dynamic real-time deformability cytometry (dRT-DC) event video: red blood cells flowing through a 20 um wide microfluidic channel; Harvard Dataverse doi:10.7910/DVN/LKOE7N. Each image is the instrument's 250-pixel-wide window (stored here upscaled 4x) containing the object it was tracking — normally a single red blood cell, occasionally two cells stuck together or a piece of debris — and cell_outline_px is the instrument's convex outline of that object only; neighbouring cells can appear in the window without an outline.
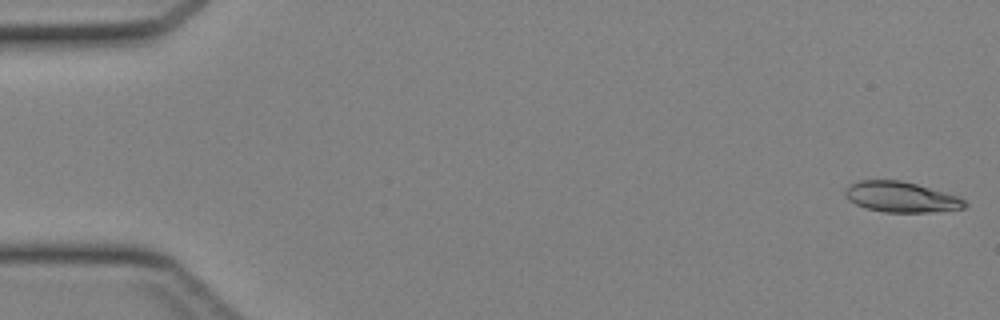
{"species": "Egyptian fruit bat (a non-hibernating species)", "species_latin": "Rousettus aegyptiacus", "temperature_condition": "cold", "stored_images_in_passage": 44, "camera_frame_rate_fps": 3000, "um_per_image_px": 0.085, "animal": {"sex": "female"}, "frame": {"image": 1, "passage_image": 1, "time_ms": 0.0, "image_size_px": [1000, 320], "cell_outline_px": [[968, 204], [964, 208], [928, 212], [884, 212], [868, 208], [856, 204], [848, 200], [844, 192], [844, 188], [848, 184], [860, 180], [900, 180], [916, 184], [960, 196]], "centroid_in_image_um": [76.58, 16.73], "position_along_channel_um": 8.4, "area_um2": 21.27}}
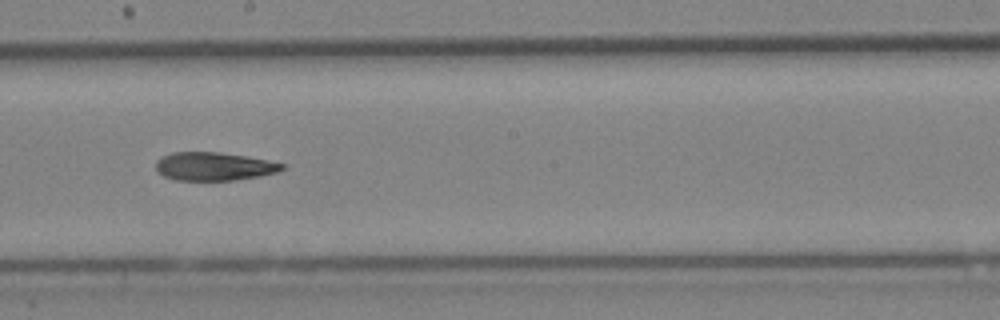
{"frame": {"image": 2, "passage_image": 25, "time_ms": 8.0, "image_size_px": [1000, 320], "cell_outline_px": [[284, 168], [280, 172], [260, 176], [232, 180], [176, 180], [164, 176], [156, 168], [156, 160], [172, 152], [220, 152], [244, 156], [284, 164]], "centroid_in_image_um": [18.18, 14.14], "position_along_channel_um": 230.0, "area_um2": 20.58}}
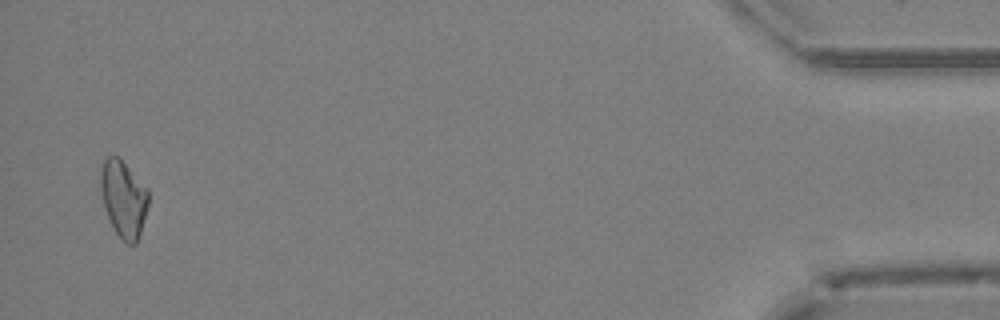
{"frame": {"image": 3, "passage_image": 43, "time_ms": 14.0, "image_size_px": [1000, 320], "cell_outline_px": [[148, 204], [140, 232], [136, 244], [128, 244], [120, 240], [108, 216], [104, 204], [100, 188], [100, 172], [104, 160], [108, 156], [116, 156], [124, 164], [148, 192]], "centroid_in_image_um": [10.47, 16.94], "position_along_channel_um": 424.7, "area_um2": 20.58}}